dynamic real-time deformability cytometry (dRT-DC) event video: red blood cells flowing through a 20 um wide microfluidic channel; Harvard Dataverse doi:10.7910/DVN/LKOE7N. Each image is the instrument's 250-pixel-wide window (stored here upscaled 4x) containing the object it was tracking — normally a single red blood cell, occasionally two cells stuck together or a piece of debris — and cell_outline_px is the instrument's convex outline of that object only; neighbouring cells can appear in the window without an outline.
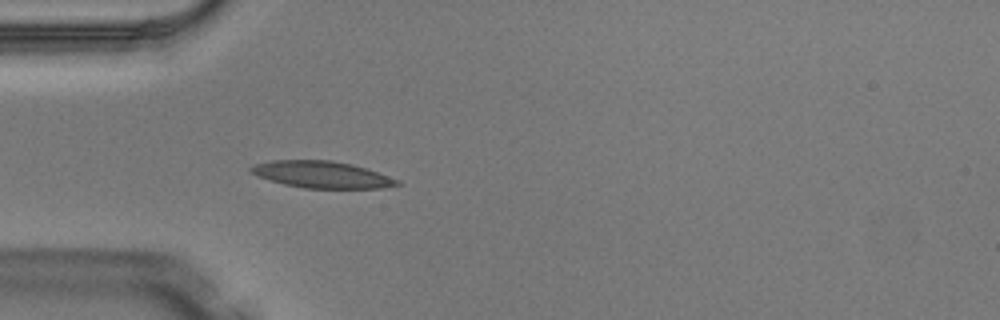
{"species": "Egyptian fruit bat (a non-hibernating species)", "species_latin": "Rousettus aegyptiacus", "temperature_condition": "warm", "stored_images_in_passage": 3, "camera_frame_rate_fps": 3000, "um_per_image_px": 0.085, "animal": {"sex": "male"}, "frame": {"image": 1, "passage_image": 3, "time_ms": 0.667, "image_size_px": [1000, 320], "cell_outline_px": [[404, 184], [384, 188], [304, 188], [284, 184], [256, 176], [248, 168], [256, 164], [272, 160], [332, 160], [352, 164], [400, 180]], "centroid_in_image_um": [27.37, 14.84], "position_along_channel_um": 57.6, "area_um2": 22.77}}